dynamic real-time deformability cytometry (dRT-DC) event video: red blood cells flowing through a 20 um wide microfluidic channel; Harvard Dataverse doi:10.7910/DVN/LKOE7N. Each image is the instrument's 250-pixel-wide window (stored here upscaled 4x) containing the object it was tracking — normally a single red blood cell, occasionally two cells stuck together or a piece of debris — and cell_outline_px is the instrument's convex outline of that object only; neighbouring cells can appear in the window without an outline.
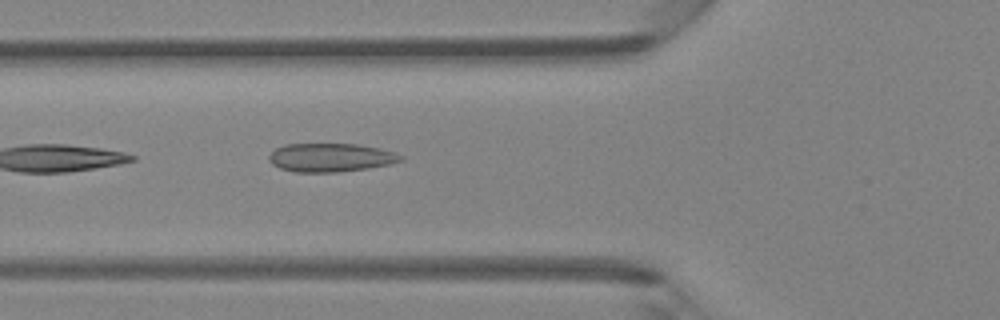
{"species": "Egyptian fruit bat (a non-hibernating species)", "species_latin": "Rousettus aegyptiacus", "temperature_condition": "room temperature", "stored_images_in_passage": 5, "camera_frame_rate_fps": 3000, "um_per_image_px": 0.085, "animal": {"sex": "female"}, "frame": {"image": 1, "passage_image": 5, "time_ms": 5.333, "image_size_px": [1000, 320], "cell_outline_px": [[404, 160], [388, 164], [368, 168], [336, 172], [296, 172], [280, 168], [272, 164], [268, 160], [268, 156], [276, 148], [284, 144], [356, 144], [380, 148], [396, 152], [404, 156]], "centroid_in_image_um": [28.11, 13.38], "position_along_channel_um": 97.7, "area_um2": 21.96}}